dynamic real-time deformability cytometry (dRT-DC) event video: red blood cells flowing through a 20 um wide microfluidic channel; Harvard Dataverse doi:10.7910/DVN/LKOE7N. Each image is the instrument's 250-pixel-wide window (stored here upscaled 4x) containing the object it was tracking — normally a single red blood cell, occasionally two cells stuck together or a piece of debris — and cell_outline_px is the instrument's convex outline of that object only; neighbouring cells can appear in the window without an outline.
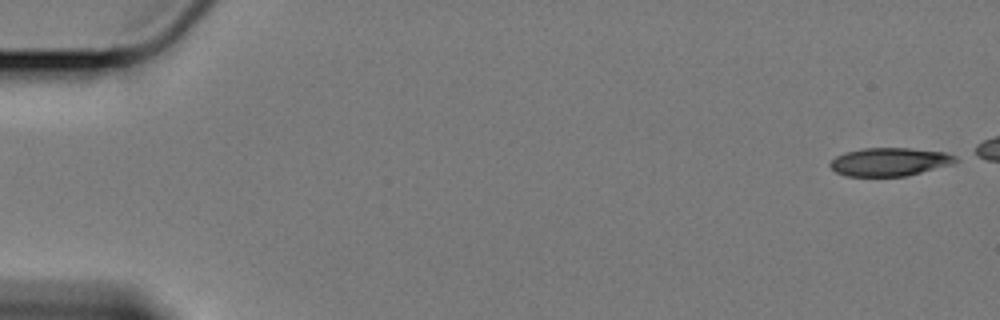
{"species": "Egyptian fruit bat (a non-hibernating species)", "species_latin": "Rousettus aegyptiacus", "temperature_condition": "cold", "stored_images_in_passage": 21, "camera_frame_rate_fps": 3000, "um_per_image_px": 0.085, "animal": {"sex": "female"}, "frame": {"image": 1, "passage_image": 1, "time_ms": 0.0, "image_size_px": [1000, 320], "cell_outline_px": [[960, 160], [956, 164], [908, 176], [844, 176], [836, 172], [828, 164], [836, 156], [844, 152], [864, 148], [908, 148], [948, 152], [956, 156]], "centroid_in_image_um": [75.69, 13.76], "position_along_channel_um": 9.3, "area_um2": 21.1}}
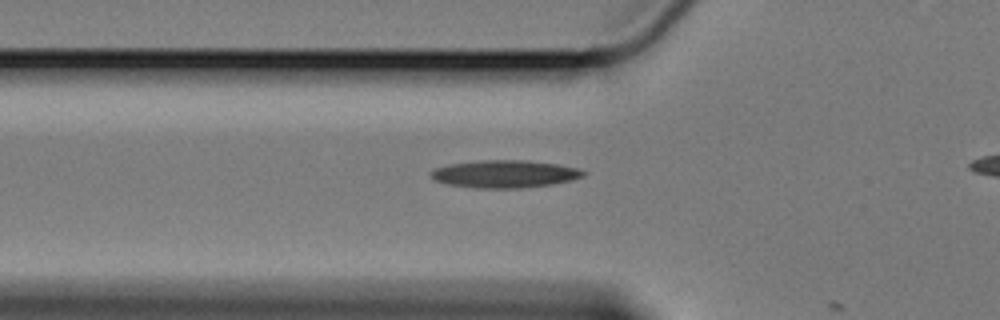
{"frame": {"image": 2, "passage_image": 20, "time_ms": 6.333, "image_size_px": [1000, 320], "cell_outline_px": [[588, 172], [584, 176], [572, 180], [552, 184], [520, 188], [476, 188], [448, 184], [432, 180], [428, 172], [432, 168], [448, 164], [480, 160], [528, 160], [560, 164], [576, 168]], "centroid_in_image_um": [42.86, 14.78], "position_along_channel_um": 82.9, "area_um2": 24.85}}